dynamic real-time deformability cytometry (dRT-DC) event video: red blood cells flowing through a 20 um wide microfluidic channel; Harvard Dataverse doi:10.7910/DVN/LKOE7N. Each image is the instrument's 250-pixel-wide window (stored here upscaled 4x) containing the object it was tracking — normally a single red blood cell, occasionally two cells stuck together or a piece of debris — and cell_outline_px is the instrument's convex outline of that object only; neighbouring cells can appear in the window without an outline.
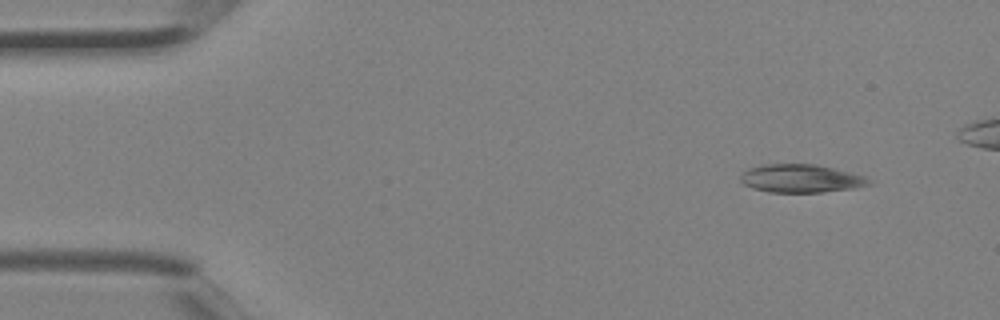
{"species": "Egyptian fruit bat (a non-hibernating species)", "species_latin": "Rousettus aegyptiacus", "temperature_condition": "room temperature", "stored_images_in_passage": 4, "camera_frame_rate_fps": 3000, "um_per_image_px": 0.085, "animal": {"sex": "female"}, "frame": {"image": 1, "passage_image": 1, "time_ms": 0.0, "image_size_px": [1000, 320], "cell_outline_px": [[872, 184], [856, 188], [824, 192], [768, 192], [752, 188], [744, 184], [740, 180], [740, 172], [748, 168], [760, 164], [816, 164], [864, 176], [872, 180]], "centroid_in_image_um": [68.05, 15.17], "position_along_channel_um": 17.0, "area_um2": 21.27}}